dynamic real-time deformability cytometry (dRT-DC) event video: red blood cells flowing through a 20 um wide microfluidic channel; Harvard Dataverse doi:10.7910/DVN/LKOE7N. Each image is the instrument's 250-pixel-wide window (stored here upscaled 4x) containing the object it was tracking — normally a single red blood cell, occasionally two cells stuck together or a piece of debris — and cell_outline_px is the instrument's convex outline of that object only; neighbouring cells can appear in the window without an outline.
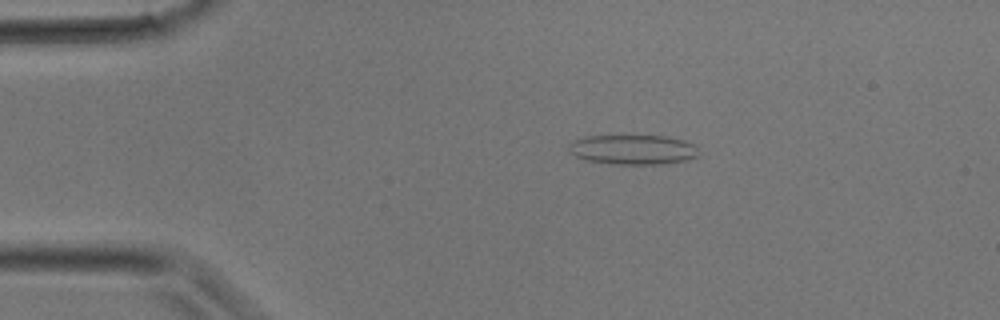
{"species": "common noctule bat (a hibernating species)", "species_latin": "Nyctalus noctula", "temperature_condition": "room temperature", "stored_images_in_passage": 32, "camera_frame_rate_fps": 3000, "um_per_image_px": 0.085, "animal": {"sex": "male", "body_mass_g": 17.9}, "frame": {"image": 1, "passage_image": 6, "time_ms": 1.667, "image_size_px": [1000, 320], "cell_outline_px": [[700, 156], [684, 160], [664, 164], [612, 164], [584, 160], [576, 156], [568, 148], [568, 144], [584, 136], [664, 136], [684, 140], [696, 144]], "centroid_in_image_um": [53.83, 12.72], "position_along_channel_um": 31.2, "area_um2": 22.6}}
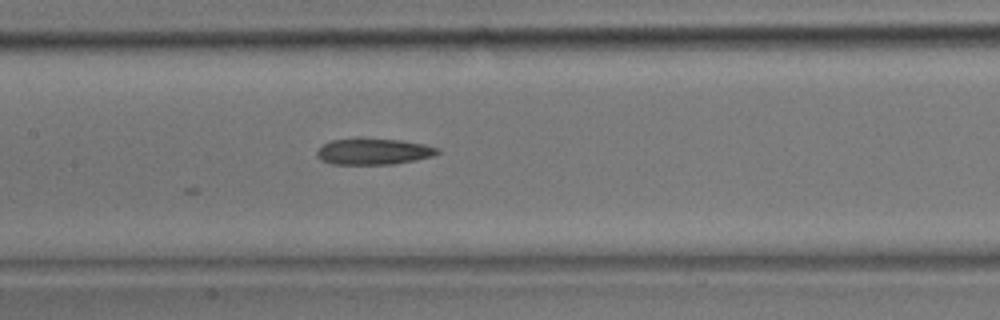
{"frame": {"image": 2, "passage_image": 15, "time_ms": 4.667, "image_size_px": [1000, 320], "cell_outline_px": [[440, 152], [432, 156], [416, 160], [392, 164], [332, 164], [320, 160], [316, 156], [316, 152], [324, 144], [332, 140], [356, 136], [400, 140], [424, 144], [440, 148]], "centroid_in_image_um": [31.73, 12.85], "position_along_channel_um": 175.7, "area_um2": 18.9}}
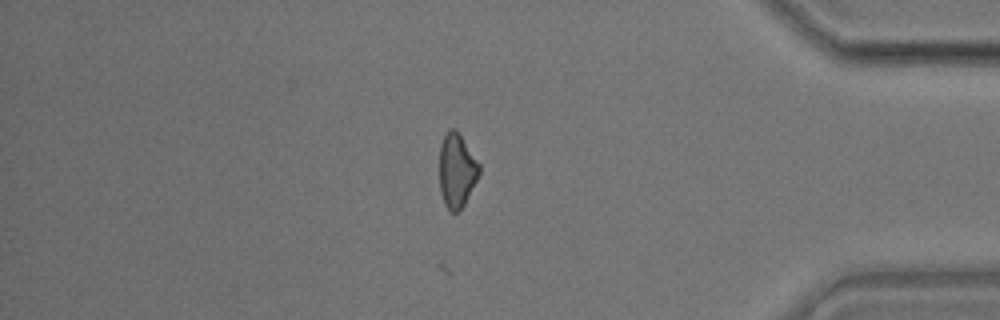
{"frame": {"image": 3, "passage_image": 27, "time_ms": 8.667, "image_size_px": [1000, 320], "cell_outline_px": [[480, 172], [464, 204], [456, 212], [452, 212], [444, 204], [440, 192], [440, 144], [448, 128], [456, 128], [480, 164]], "centroid_in_image_um": [38.81, 14.45], "position_along_channel_um": 396.4, "area_um2": 17.05}}